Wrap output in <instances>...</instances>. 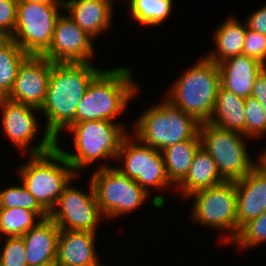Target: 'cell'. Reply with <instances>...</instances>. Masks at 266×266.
Returning a JSON list of instances; mask_svg holds the SVG:
<instances>
[{
  "label": "cell",
  "instance_id": "cell-1",
  "mask_svg": "<svg viewBox=\"0 0 266 266\" xmlns=\"http://www.w3.org/2000/svg\"><path fill=\"white\" fill-rule=\"evenodd\" d=\"M101 71L90 62H52L46 98L40 111L47 119L45 131L56 141L60 132L75 123L77 106Z\"/></svg>",
  "mask_w": 266,
  "mask_h": 266
},
{
  "label": "cell",
  "instance_id": "cell-2",
  "mask_svg": "<svg viewBox=\"0 0 266 266\" xmlns=\"http://www.w3.org/2000/svg\"><path fill=\"white\" fill-rule=\"evenodd\" d=\"M131 70L128 67L102 70L80 100L75 123L117 118L139 90V85L132 81Z\"/></svg>",
  "mask_w": 266,
  "mask_h": 266
},
{
  "label": "cell",
  "instance_id": "cell-3",
  "mask_svg": "<svg viewBox=\"0 0 266 266\" xmlns=\"http://www.w3.org/2000/svg\"><path fill=\"white\" fill-rule=\"evenodd\" d=\"M220 83L218 64L204 57L182 74L166 99L199 123L209 122Z\"/></svg>",
  "mask_w": 266,
  "mask_h": 266
},
{
  "label": "cell",
  "instance_id": "cell-4",
  "mask_svg": "<svg viewBox=\"0 0 266 266\" xmlns=\"http://www.w3.org/2000/svg\"><path fill=\"white\" fill-rule=\"evenodd\" d=\"M18 171L21 183L48 213L65 187L78 177L56 146L51 151L30 155L29 161Z\"/></svg>",
  "mask_w": 266,
  "mask_h": 266
},
{
  "label": "cell",
  "instance_id": "cell-5",
  "mask_svg": "<svg viewBox=\"0 0 266 266\" xmlns=\"http://www.w3.org/2000/svg\"><path fill=\"white\" fill-rule=\"evenodd\" d=\"M145 110L135 123V137L153 149L162 151L176 143L200 139L199 123L167 99Z\"/></svg>",
  "mask_w": 266,
  "mask_h": 266
},
{
  "label": "cell",
  "instance_id": "cell-6",
  "mask_svg": "<svg viewBox=\"0 0 266 266\" xmlns=\"http://www.w3.org/2000/svg\"><path fill=\"white\" fill-rule=\"evenodd\" d=\"M66 130L72 132L77 151L73 154L63 151L58 147V141H56V147L77 174L79 169L99 159H116L122 140L127 135L120 124L107 120L78 122Z\"/></svg>",
  "mask_w": 266,
  "mask_h": 266
},
{
  "label": "cell",
  "instance_id": "cell-7",
  "mask_svg": "<svg viewBox=\"0 0 266 266\" xmlns=\"http://www.w3.org/2000/svg\"><path fill=\"white\" fill-rule=\"evenodd\" d=\"M201 147L217 164L224 181H238L258 165L249 158L243 134L225 130L208 122L199 126Z\"/></svg>",
  "mask_w": 266,
  "mask_h": 266
},
{
  "label": "cell",
  "instance_id": "cell-8",
  "mask_svg": "<svg viewBox=\"0 0 266 266\" xmlns=\"http://www.w3.org/2000/svg\"><path fill=\"white\" fill-rule=\"evenodd\" d=\"M91 176L97 204L106 218L130 213L146 201L148 192L116 167L100 165Z\"/></svg>",
  "mask_w": 266,
  "mask_h": 266
},
{
  "label": "cell",
  "instance_id": "cell-9",
  "mask_svg": "<svg viewBox=\"0 0 266 266\" xmlns=\"http://www.w3.org/2000/svg\"><path fill=\"white\" fill-rule=\"evenodd\" d=\"M63 3L18 2L17 23L9 37L28 55H43L50 47Z\"/></svg>",
  "mask_w": 266,
  "mask_h": 266
},
{
  "label": "cell",
  "instance_id": "cell-10",
  "mask_svg": "<svg viewBox=\"0 0 266 266\" xmlns=\"http://www.w3.org/2000/svg\"><path fill=\"white\" fill-rule=\"evenodd\" d=\"M192 218L201 225L227 230V241H233L238 234L236 214V186L233 181H224L208 189L192 193Z\"/></svg>",
  "mask_w": 266,
  "mask_h": 266
},
{
  "label": "cell",
  "instance_id": "cell-11",
  "mask_svg": "<svg viewBox=\"0 0 266 266\" xmlns=\"http://www.w3.org/2000/svg\"><path fill=\"white\" fill-rule=\"evenodd\" d=\"M132 138L136 142L131 141ZM128 136L122 140L116 160L124 161V166L117 169L134 180L146 192L147 187L166 188L171 185L167 178L161 151L142 143L137 137Z\"/></svg>",
  "mask_w": 266,
  "mask_h": 266
},
{
  "label": "cell",
  "instance_id": "cell-12",
  "mask_svg": "<svg viewBox=\"0 0 266 266\" xmlns=\"http://www.w3.org/2000/svg\"><path fill=\"white\" fill-rule=\"evenodd\" d=\"M89 184V193L70 186V183L62 191L55 207L49 212V217L60 230L96 233L103 215L97 204L91 180Z\"/></svg>",
  "mask_w": 266,
  "mask_h": 266
},
{
  "label": "cell",
  "instance_id": "cell-13",
  "mask_svg": "<svg viewBox=\"0 0 266 266\" xmlns=\"http://www.w3.org/2000/svg\"><path fill=\"white\" fill-rule=\"evenodd\" d=\"M0 108L3 110V132L20 150L30 155H38L51 151L56 146V140L47 131L39 145L35 147L28 145L31 144L40 128L34 113L40 109L11 101L8 98H0Z\"/></svg>",
  "mask_w": 266,
  "mask_h": 266
},
{
  "label": "cell",
  "instance_id": "cell-14",
  "mask_svg": "<svg viewBox=\"0 0 266 266\" xmlns=\"http://www.w3.org/2000/svg\"><path fill=\"white\" fill-rule=\"evenodd\" d=\"M93 38L70 17L60 15L49 49L43 54L53 63H89L94 56Z\"/></svg>",
  "mask_w": 266,
  "mask_h": 266
},
{
  "label": "cell",
  "instance_id": "cell-15",
  "mask_svg": "<svg viewBox=\"0 0 266 266\" xmlns=\"http://www.w3.org/2000/svg\"><path fill=\"white\" fill-rule=\"evenodd\" d=\"M51 67L52 62L43 55H28L6 98L40 109L46 98Z\"/></svg>",
  "mask_w": 266,
  "mask_h": 266
},
{
  "label": "cell",
  "instance_id": "cell-16",
  "mask_svg": "<svg viewBox=\"0 0 266 266\" xmlns=\"http://www.w3.org/2000/svg\"><path fill=\"white\" fill-rule=\"evenodd\" d=\"M238 232L266 211V170L258 164L250 174L235 181Z\"/></svg>",
  "mask_w": 266,
  "mask_h": 266
},
{
  "label": "cell",
  "instance_id": "cell-17",
  "mask_svg": "<svg viewBox=\"0 0 266 266\" xmlns=\"http://www.w3.org/2000/svg\"><path fill=\"white\" fill-rule=\"evenodd\" d=\"M60 229L50 218L42 219L22 238L26 247L28 266H46L56 263Z\"/></svg>",
  "mask_w": 266,
  "mask_h": 266
},
{
  "label": "cell",
  "instance_id": "cell-18",
  "mask_svg": "<svg viewBox=\"0 0 266 266\" xmlns=\"http://www.w3.org/2000/svg\"><path fill=\"white\" fill-rule=\"evenodd\" d=\"M221 87L237 96H251L255 78L264 65L252 57L240 54L218 64Z\"/></svg>",
  "mask_w": 266,
  "mask_h": 266
},
{
  "label": "cell",
  "instance_id": "cell-19",
  "mask_svg": "<svg viewBox=\"0 0 266 266\" xmlns=\"http://www.w3.org/2000/svg\"><path fill=\"white\" fill-rule=\"evenodd\" d=\"M63 7L69 12L67 16L92 38L111 25L112 0H64Z\"/></svg>",
  "mask_w": 266,
  "mask_h": 266
},
{
  "label": "cell",
  "instance_id": "cell-20",
  "mask_svg": "<svg viewBox=\"0 0 266 266\" xmlns=\"http://www.w3.org/2000/svg\"><path fill=\"white\" fill-rule=\"evenodd\" d=\"M95 232L60 230L57 247V266H77L100 263L95 253Z\"/></svg>",
  "mask_w": 266,
  "mask_h": 266
},
{
  "label": "cell",
  "instance_id": "cell-21",
  "mask_svg": "<svg viewBox=\"0 0 266 266\" xmlns=\"http://www.w3.org/2000/svg\"><path fill=\"white\" fill-rule=\"evenodd\" d=\"M208 123L225 130L241 133L246 138L245 98L220 86L212 117Z\"/></svg>",
  "mask_w": 266,
  "mask_h": 266
},
{
  "label": "cell",
  "instance_id": "cell-22",
  "mask_svg": "<svg viewBox=\"0 0 266 266\" xmlns=\"http://www.w3.org/2000/svg\"><path fill=\"white\" fill-rule=\"evenodd\" d=\"M224 182L217 164L213 158L200 147L194 155L192 164L186 177L176 186H179L183 197L188 198L192 193L208 189Z\"/></svg>",
  "mask_w": 266,
  "mask_h": 266
},
{
  "label": "cell",
  "instance_id": "cell-23",
  "mask_svg": "<svg viewBox=\"0 0 266 266\" xmlns=\"http://www.w3.org/2000/svg\"><path fill=\"white\" fill-rule=\"evenodd\" d=\"M246 23L243 25L235 18L225 20L214 33L216 51L206 54V58L219 64L228 58L243 54Z\"/></svg>",
  "mask_w": 266,
  "mask_h": 266
},
{
  "label": "cell",
  "instance_id": "cell-24",
  "mask_svg": "<svg viewBox=\"0 0 266 266\" xmlns=\"http://www.w3.org/2000/svg\"><path fill=\"white\" fill-rule=\"evenodd\" d=\"M201 147L200 139H189L161 151L165 171L171 184L178 185L187 175L195 152Z\"/></svg>",
  "mask_w": 266,
  "mask_h": 266
},
{
  "label": "cell",
  "instance_id": "cell-25",
  "mask_svg": "<svg viewBox=\"0 0 266 266\" xmlns=\"http://www.w3.org/2000/svg\"><path fill=\"white\" fill-rule=\"evenodd\" d=\"M28 54L8 38L0 45V98H6L12 90L20 65Z\"/></svg>",
  "mask_w": 266,
  "mask_h": 266
},
{
  "label": "cell",
  "instance_id": "cell-26",
  "mask_svg": "<svg viewBox=\"0 0 266 266\" xmlns=\"http://www.w3.org/2000/svg\"><path fill=\"white\" fill-rule=\"evenodd\" d=\"M36 217L40 218L37 222ZM41 220L42 217L37 212L26 208H0V234L22 237Z\"/></svg>",
  "mask_w": 266,
  "mask_h": 266
},
{
  "label": "cell",
  "instance_id": "cell-27",
  "mask_svg": "<svg viewBox=\"0 0 266 266\" xmlns=\"http://www.w3.org/2000/svg\"><path fill=\"white\" fill-rule=\"evenodd\" d=\"M130 11L133 19L140 24L158 26L172 12L173 0H129Z\"/></svg>",
  "mask_w": 266,
  "mask_h": 266
},
{
  "label": "cell",
  "instance_id": "cell-28",
  "mask_svg": "<svg viewBox=\"0 0 266 266\" xmlns=\"http://www.w3.org/2000/svg\"><path fill=\"white\" fill-rule=\"evenodd\" d=\"M21 185L11 186L0 191V208H26L37 212L42 219L48 218L49 213L38 203L24 185Z\"/></svg>",
  "mask_w": 266,
  "mask_h": 266
},
{
  "label": "cell",
  "instance_id": "cell-29",
  "mask_svg": "<svg viewBox=\"0 0 266 266\" xmlns=\"http://www.w3.org/2000/svg\"><path fill=\"white\" fill-rule=\"evenodd\" d=\"M266 241V211L256 219L244 224L232 241L242 249L253 248Z\"/></svg>",
  "mask_w": 266,
  "mask_h": 266
},
{
  "label": "cell",
  "instance_id": "cell-30",
  "mask_svg": "<svg viewBox=\"0 0 266 266\" xmlns=\"http://www.w3.org/2000/svg\"><path fill=\"white\" fill-rule=\"evenodd\" d=\"M246 137L259 138L266 134V111L252 96L245 98Z\"/></svg>",
  "mask_w": 266,
  "mask_h": 266
},
{
  "label": "cell",
  "instance_id": "cell-31",
  "mask_svg": "<svg viewBox=\"0 0 266 266\" xmlns=\"http://www.w3.org/2000/svg\"><path fill=\"white\" fill-rule=\"evenodd\" d=\"M0 252V266H28L22 237H6Z\"/></svg>",
  "mask_w": 266,
  "mask_h": 266
},
{
  "label": "cell",
  "instance_id": "cell-32",
  "mask_svg": "<svg viewBox=\"0 0 266 266\" xmlns=\"http://www.w3.org/2000/svg\"><path fill=\"white\" fill-rule=\"evenodd\" d=\"M243 54L266 65V35L247 28Z\"/></svg>",
  "mask_w": 266,
  "mask_h": 266
},
{
  "label": "cell",
  "instance_id": "cell-33",
  "mask_svg": "<svg viewBox=\"0 0 266 266\" xmlns=\"http://www.w3.org/2000/svg\"><path fill=\"white\" fill-rule=\"evenodd\" d=\"M17 0H0V31L8 38L17 23Z\"/></svg>",
  "mask_w": 266,
  "mask_h": 266
},
{
  "label": "cell",
  "instance_id": "cell-34",
  "mask_svg": "<svg viewBox=\"0 0 266 266\" xmlns=\"http://www.w3.org/2000/svg\"><path fill=\"white\" fill-rule=\"evenodd\" d=\"M249 16L247 21H245L247 28L266 35V5Z\"/></svg>",
  "mask_w": 266,
  "mask_h": 266
},
{
  "label": "cell",
  "instance_id": "cell-35",
  "mask_svg": "<svg viewBox=\"0 0 266 266\" xmlns=\"http://www.w3.org/2000/svg\"><path fill=\"white\" fill-rule=\"evenodd\" d=\"M251 96L256 98L266 111V69L263 68L255 78Z\"/></svg>",
  "mask_w": 266,
  "mask_h": 266
},
{
  "label": "cell",
  "instance_id": "cell-36",
  "mask_svg": "<svg viewBox=\"0 0 266 266\" xmlns=\"http://www.w3.org/2000/svg\"><path fill=\"white\" fill-rule=\"evenodd\" d=\"M18 2L28 3H63V0H17Z\"/></svg>",
  "mask_w": 266,
  "mask_h": 266
},
{
  "label": "cell",
  "instance_id": "cell-37",
  "mask_svg": "<svg viewBox=\"0 0 266 266\" xmlns=\"http://www.w3.org/2000/svg\"><path fill=\"white\" fill-rule=\"evenodd\" d=\"M260 155L259 164L266 170V149Z\"/></svg>",
  "mask_w": 266,
  "mask_h": 266
},
{
  "label": "cell",
  "instance_id": "cell-38",
  "mask_svg": "<svg viewBox=\"0 0 266 266\" xmlns=\"http://www.w3.org/2000/svg\"><path fill=\"white\" fill-rule=\"evenodd\" d=\"M7 39L8 37L0 31V45H2Z\"/></svg>",
  "mask_w": 266,
  "mask_h": 266
},
{
  "label": "cell",
  "instance_id": "cell-39",
  "mask_svg": "<svg viewBox=\"0 0 266 266\" xmlns=\"http://www.w3.org/2000/svg\"><path fill=\"white\" fill-rule=\"evenodd\" d=\"M102 264L100 263H87V264H82V265H77V266H101ZM104 266V265H102Z\"/></svg>",
  "mask_w": 266,
  "mask_h": 266
},
{
  "label": "cell",
  "instance_id": "cell-40",
  "mask_svg": "<svg viewBox=\"0 0 266 266\" xmlns=\"http://www.w3.org/2000/svg\"><path fill=\"white\" fill-rule=\"evenodd\" d=\"M46 266H57L56 264H49V265H46Z\"/></svg>",
  "mask_w": 266,
  "mask_h": 266
}]
</instances>
